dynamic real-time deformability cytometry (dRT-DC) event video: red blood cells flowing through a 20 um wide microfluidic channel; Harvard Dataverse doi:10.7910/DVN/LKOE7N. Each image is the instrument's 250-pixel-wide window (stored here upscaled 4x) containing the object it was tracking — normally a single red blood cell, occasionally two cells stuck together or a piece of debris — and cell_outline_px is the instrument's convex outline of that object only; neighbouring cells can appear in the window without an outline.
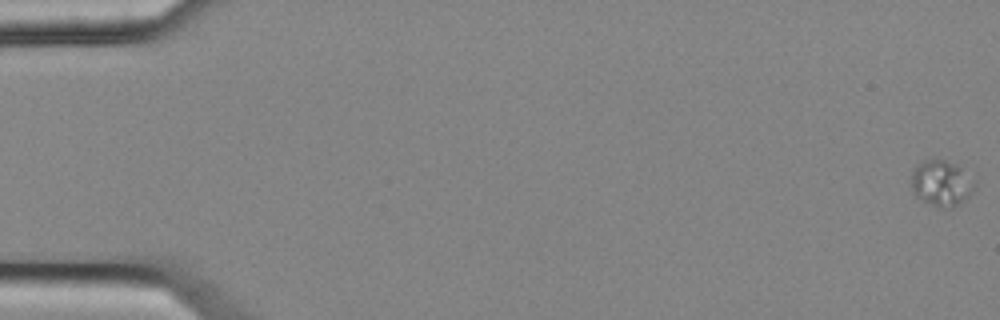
{"species": "common noctule bat (a hibernating species)", "species_latin": "Nyctalus noctula", "temperature_condition": "cold", "stored_images_in_passage": 5, "camera_frame_rate_fps": 3000, "um_per_image_px": 0.085, "animal": {"sex": "female", "body_mass_g": 25.1}, "frame": {"image": 1, "passage_image": 1, "time_ms": 0.0, "image_size_px": [1000, 320], "cell_outline_px": [[972, 188], [968, 196], [964, 200], [952, 208], [940, 208], [920, 200], [912, 192], [912, 172], [924, 160], [944, 160], [960, 168], [972, 184]], "centroid_in_image_um": [79.93, 15.62], "position_along_channel_um": 5.1, "area_um2": 16.07}}